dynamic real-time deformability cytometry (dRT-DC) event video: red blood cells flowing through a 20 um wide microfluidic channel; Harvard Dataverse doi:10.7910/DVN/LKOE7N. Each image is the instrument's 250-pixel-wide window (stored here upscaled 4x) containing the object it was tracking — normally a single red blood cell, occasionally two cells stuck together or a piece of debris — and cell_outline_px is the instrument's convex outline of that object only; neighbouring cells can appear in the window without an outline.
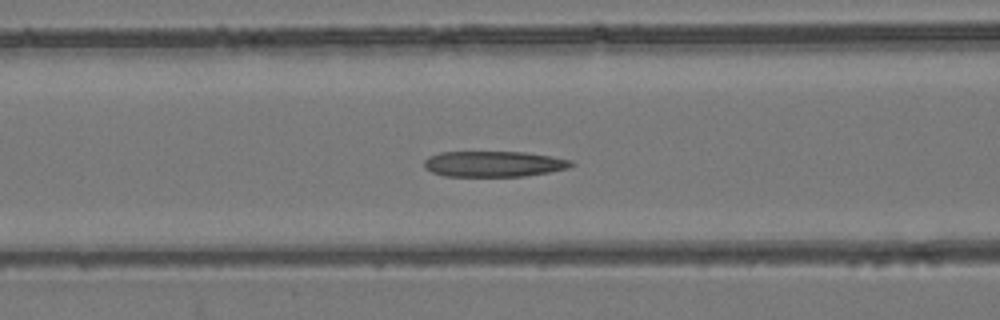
{"species": "common noctule bat (a hibernating species)", "species_latin": "Nyctalus noctula", "temperature_condition": "room temperature", "stored_images_in_passage": 54, "camera_frame_rate_fps": 3000, "um_per_image_px": 0.085, "animal": {"sex": "female", "body_mass_g": 24.6, "forearm_length_mm": 56.2}, "frame": {"image": 1, "passage_image": 22, "time_ms": 7.0, "image_size_px": [1000, 320], "cell_outline_px": [[576, 164], [568, 168], [548, 172], [524, 176], [444, 176], [432, 172], [424, 168], [424, 160], [428, 156], [440, 152], [524, 152], [552, 156], [572, 160]], "centroid_in_image_um": [41.96, 13.93], "position_along_channel_um": 124.6, "area_um2": 22.14}}
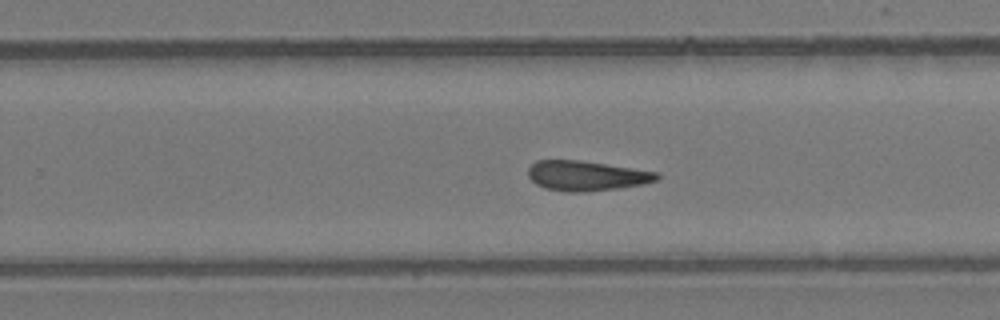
{"frame": {"image": 2, "passage_image": 34, "time_ms": 11.0, "image_size_px": [1000, 320], "cell_outline_px": [[660, 176], [656, 180], [644, 184], [620, 188], [580, 192], [568, 192], [544, 188], [536, 184], [528, 176], [528, 168], [536, 160], [580, 160], [660, 172]], "centroid_in_image_um": [49.86, 14.94], "position_along_channel_um": 279.9, "area_um2": 22.54}}
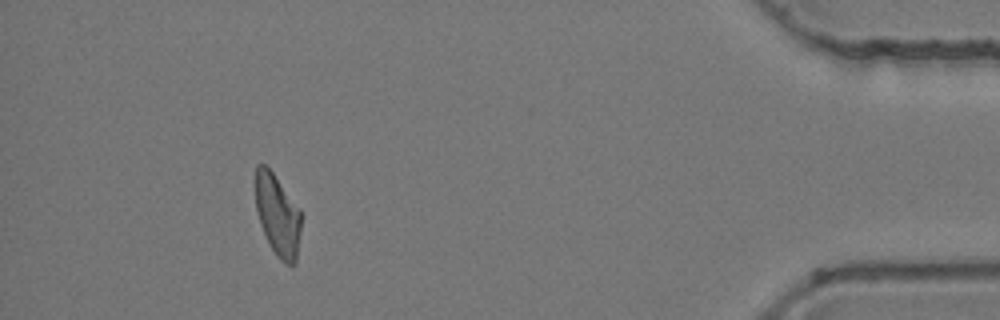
{"frame": {"image": 3, "passage_image": 49, "time_ms": 16.0, "image_size_px": [1000, 320], "cell_outline_px": [[300, 232], [296, 264], [284, 264], [276, 256], [260, 224], [256, 208], [256, 164], [264, 164], [272, 172], [300, 208]], "centroid_in_image_um": [23.61, 18.31], "position_along_channel_um": 411.6, "area_um2": 21.44}, "authors_computed_cell_mechanics": {"area_um2": 23.12, "velocity_mm_per_s": 3.8925, "shape_relaxation_time_tau1_ms": null, "shape_relaxation_time_tau2_ms": 7.0358, "deformation_change_tau1": null, "deformation_change_tau2": 0.1937}}